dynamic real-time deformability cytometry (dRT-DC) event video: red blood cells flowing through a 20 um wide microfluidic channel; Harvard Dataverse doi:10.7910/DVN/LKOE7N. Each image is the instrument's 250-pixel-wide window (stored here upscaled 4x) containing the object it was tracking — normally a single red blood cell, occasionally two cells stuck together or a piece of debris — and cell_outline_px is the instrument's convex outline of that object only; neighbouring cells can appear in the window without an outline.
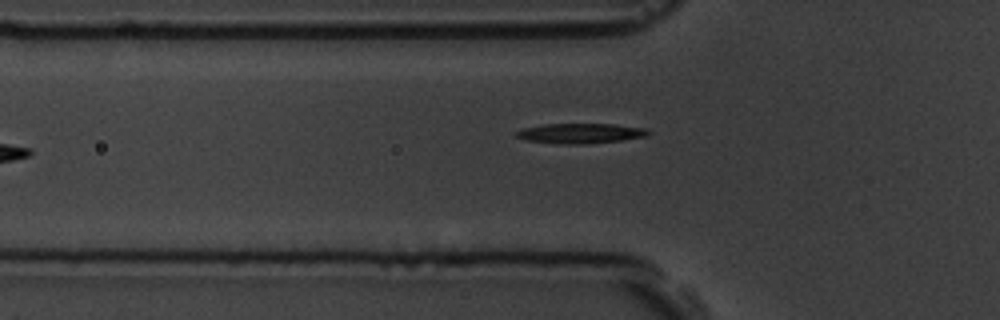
{"species": "common noctule bat (a hibernating species)", "species_latin": "Nyctalus noctula", "temperature_condition": "room temperature", "stored_images_in_passage": 3, "camera_frame_rate_fps": 3000, "um_per_image_px": 0.085, "animal": {"sex": "male", "body_mass_g": 19.5, "forearm_length_mm": 54.6}, "frame": {"image": 1, "passage_image": 3, "time_ms": 2.0, "image_size_px": [1000, 320], "cell_outline_px": [[652, 132], [648, 136], [620, 140], [588, 144], [564, 144], [528, 140], [516, 136], [516, 132], [520, 128], [544, 124], [612, 124], [648, 128]], "centroid_in_image_um": [49.39, 11.32], "position_along_channel_um": 76.4, "area_um2": 15.43}}